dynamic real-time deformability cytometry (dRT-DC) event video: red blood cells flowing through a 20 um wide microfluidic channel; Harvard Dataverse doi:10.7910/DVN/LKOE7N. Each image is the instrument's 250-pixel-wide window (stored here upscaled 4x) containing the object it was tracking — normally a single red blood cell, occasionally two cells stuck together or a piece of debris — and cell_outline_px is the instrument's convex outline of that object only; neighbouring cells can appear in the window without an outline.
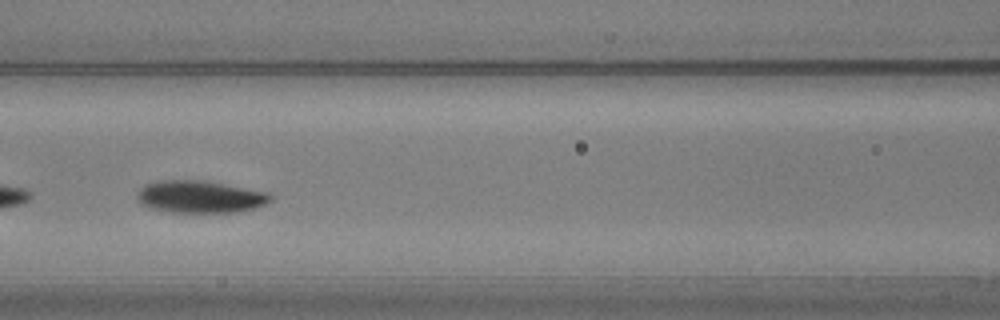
{"species": "common noctule bat (a hibernating species)", "species_latin": "Nyctalus noctula", "temperature_condition": "warm", "stored_images_in_passage": 36, "camera_frame_rate_fps": 3000, "um_per_image_px": 0.085, "animal": {"sex": "male", "body_mass_g": 20.5, "forearm_length_mm": 52.5}, "frame": {"image": 1, "passage_image": 11, "time_ms": 3.333, "image_size_px": [1000, 320], "cell_outline_px": [[272, 200], [256, 208], [236, 212], [172, 212], [148, 208], [140, 204], [136, 196], [140, 188], [148, 184], [160, 180], [204, 180], [268, 192], [272, 196]], "centroid_in_image_um": [17.0, 16.73], "position_along_channel_um": 149.6, "area_um2": 25.14}, "authors_computed_cell_mechanics": {"area_um2": 24.5072, "velocity_mm_per_s": 4.0261, "shape_relaxation_time_tau1_ms": 1.6346, "shape_relaxation_time_tau2_ms": 4.512, "deformation_change_tau1": 0.1066, "deformation_change_tau2": 0.1097}}